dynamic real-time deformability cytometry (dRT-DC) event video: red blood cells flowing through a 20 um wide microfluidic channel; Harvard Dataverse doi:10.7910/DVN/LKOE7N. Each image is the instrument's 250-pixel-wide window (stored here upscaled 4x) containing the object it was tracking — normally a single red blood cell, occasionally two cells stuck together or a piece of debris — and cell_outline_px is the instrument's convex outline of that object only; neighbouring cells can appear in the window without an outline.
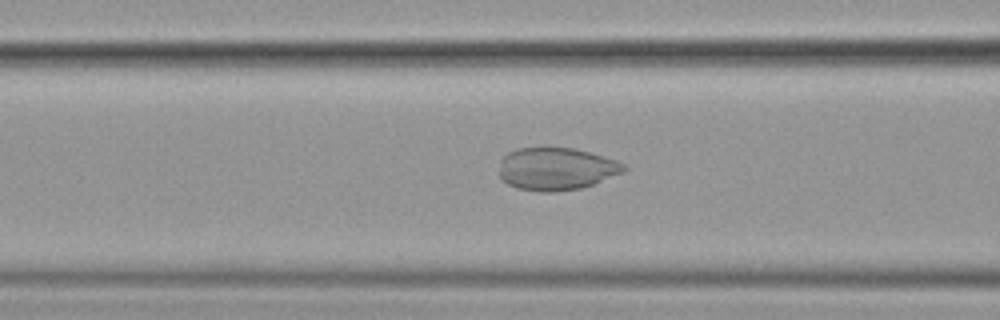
{"species": "common noctule bat (a hibernating species)", "species_latin": "Nyctalus noctula", "temperature_condition": "cold", "stored_images_in_passage": 56, "camera_frame_rate_fps": 3000, "um_per_image_px": 0.085, "animal": {"sex": "female", "body_mass_g": 19.9}, "frame": {"image": 1, "passage_image": 23, "time_ms": 7.333, "image_size_px": [1000, 320], "cell_outline_px": [[628, 168], [624, 172], [592, 184], [580, 188], [556, 192], [540, 192], [516, 188], [500, 180], [500, 160], [508, 152], [516, 148], [572, 148], [588, 152], [616, 160], [624, 164]], "centroid_in_image_um": [47.25, 14.36], "position_along_channel_um": 119.3, "area_um2": 30.92}}
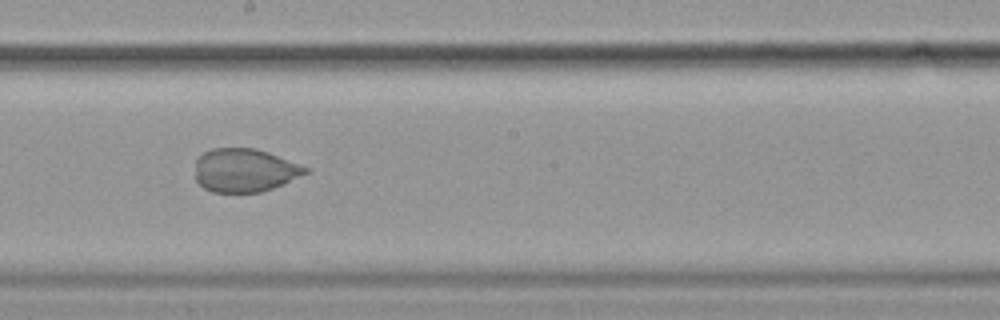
{"frame": {"image": 2, "passage_image": 32, "time_ms": 10.333, "image_size_px": [1000, 320], "cell_outline_px": [[308, 172], [284, 184], [260, 192], [212, 192], [204, 188], [196, 180], [196, 160], [204, 152], [212, 148], [256, 148], [268, 152], [300, 164], [308, 168]], "centroid_in_image_um": [20.79, 14.47], "position_along_channel_um": 227.4, "area_um2": 27.8}}
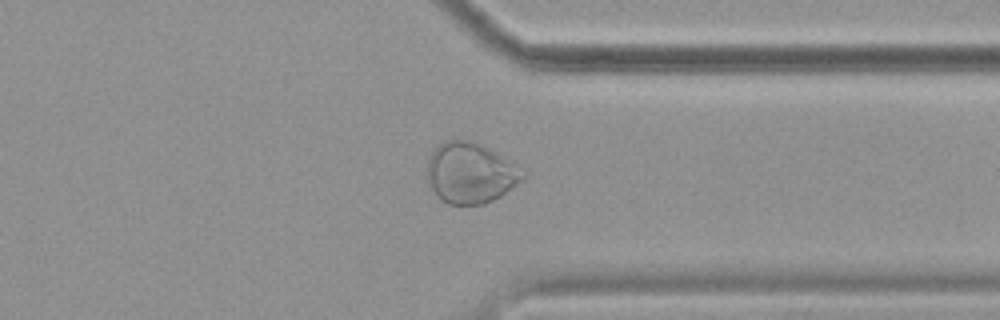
{"frame": {"image": 3, "passage_image": 44, "time_ms": 14.333, "image_size_px": [1000, 320], "cell_outline_px": [[528, 176], [512, 188], [500, 196], [484, 204], [448, 204], [432, 188], [428, 180], [428, 160], [432, 152], [444, 140], [456, 136], [472, 140], [488, 148], [500, 156]], "centroid_in_image_um": [39.96, 14.67], "position_along_channel_um": 371.4, "area_um2": 33.35}}